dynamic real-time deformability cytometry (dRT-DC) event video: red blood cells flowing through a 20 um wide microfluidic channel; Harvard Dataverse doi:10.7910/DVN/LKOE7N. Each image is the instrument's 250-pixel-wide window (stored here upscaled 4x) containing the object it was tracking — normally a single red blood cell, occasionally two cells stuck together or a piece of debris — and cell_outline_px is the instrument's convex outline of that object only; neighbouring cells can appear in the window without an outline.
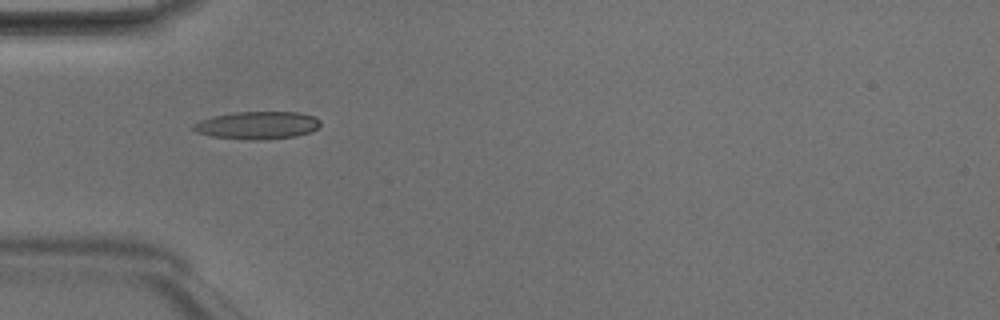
{"species": "Egyptian fruit bat (a non-hibernating species)", "species_latin": "Rousettus aegyptiacus", "temperature_condition": "room temperature", "stored_images_in_passage": 3, "camera_frame_rate_fps": 3000, "um_per_image_px": 0.085, "animal": {"sex": "male"}, "frame": {"image": 1, "passage_image": 2, "time_ms": 0.333, "image_size_px": [1000, 320], "cell_outline_px": [[320, 124], [312, 132], [296, 136], [264, 140], [248, 140], [212, 136], [196, 132], [192, 128], [192, 124], [200, 120], [216, 116], [236, 112], [300, 112], [312, 116], [320, 120]], "centroid_in_image_um": [21.89, 10.66], "position_along_channel_um": 63.1, "area_um2": 20.46}}